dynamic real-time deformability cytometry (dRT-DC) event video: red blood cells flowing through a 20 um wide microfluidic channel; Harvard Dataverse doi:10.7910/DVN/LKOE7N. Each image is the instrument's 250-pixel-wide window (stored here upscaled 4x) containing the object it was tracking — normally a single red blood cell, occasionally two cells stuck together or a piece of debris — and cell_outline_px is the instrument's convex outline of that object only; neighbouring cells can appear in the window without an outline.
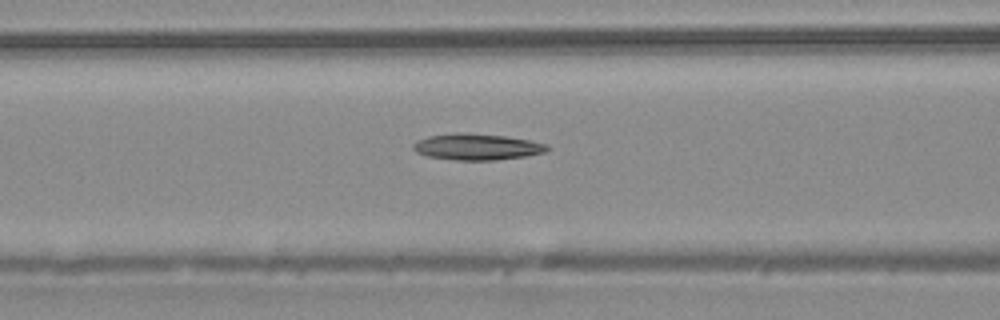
{"species": "common noctule bat (a hibernating species)", "species_latin": "Nyctalus noctula", "temperature_condition": "warm", "stored_images_in_passage": 50, "camera_frame_rate_fps": 3000, "um_per_image_px": 0.085, "animal": {"sex": "male", "body_mass_g": 20.4}, "frame": {"image": 1, "passage_image": 21, "time_ms": 6.667, "image_size_px": [1000, 320], "cell_outline_px": [[552, 148], [544, 152], [528, 156], [496, 160], [456, 160], [428, 156], [416, 152], [412, 148], [412, 144], [416, 140], [428, 136], [456, 132], [460, 132], [504, 136], [532, 140], [548, 144]], "centroid_in_image_um": [40.56, 12.47], "position_along_channel_um": 126.0, "area_um2": 20.75}}
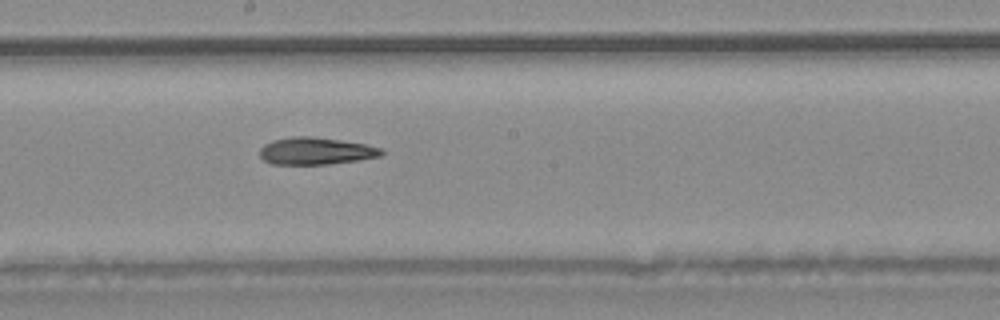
{"frame": {"image": 2, "passage_image": 28, "time_ms": 9.0, "image_size_px": [1000, 320], "cell_outline_px": [[384, 152], [380, 156], [360, 160], [328, 164], [272, 164], [264, 160], [260, 156], [260, 148], [264, 144], [272, 140], [296, 136], [308, 136], [340, 140], [364, 144], [380, 148]], "centroid_in_image_um": [26.82, 12.84], "position_along_channel_um": 221.4, "area_um2": 19.13}}
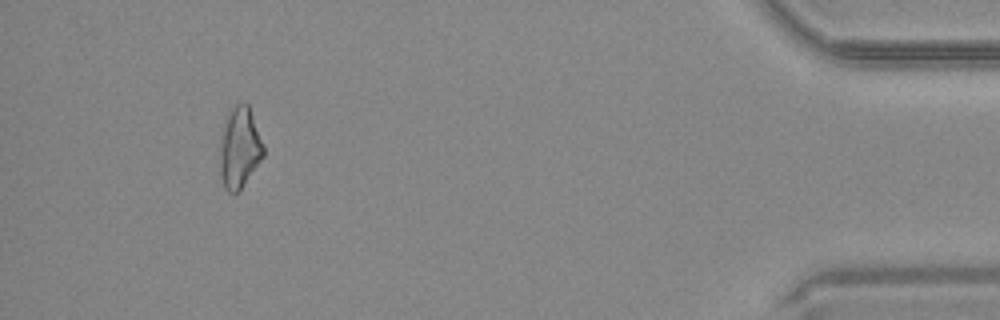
{"frame": {"image": 3, "passage_image": 47, "time_ms": 15.333, "image_size_px": [1000, 320], "cell_outline_px": [[264, 156], [240, 188], [236, 192], [228, 192], [224, 188], [220, 176], [220, 144], [224, 124], [232, 108], [236, 104], [244, 100], [248, 104], [264, 148]], "centroid_in_image_um": [20.35, 12.55], "position_along_channel_um": 414.9, "area_um2": 20.11}, "authors_computed_cell_mechanics": {"area_um2": 20.0566, "velocity_mm_per_s": 4.0807, "shape_relaxation_time_tau1_ms": 9.046, "shape_relaxation_time_tau2_ms": 5.0475, "deformation_change_tau1": 0.2052, "deformation_change_tau2": 0.1646}}